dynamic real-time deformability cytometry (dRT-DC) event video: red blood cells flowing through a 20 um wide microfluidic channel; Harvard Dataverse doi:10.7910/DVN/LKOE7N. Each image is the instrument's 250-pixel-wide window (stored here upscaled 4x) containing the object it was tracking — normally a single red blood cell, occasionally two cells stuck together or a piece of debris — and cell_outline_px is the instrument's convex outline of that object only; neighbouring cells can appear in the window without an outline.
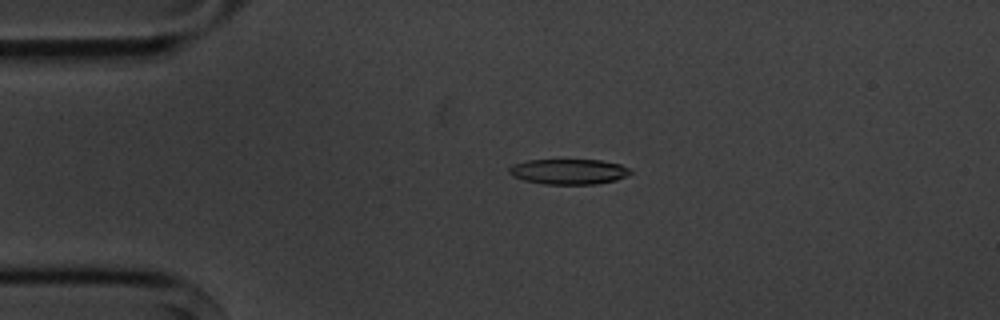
{"species": "common noctule bat (a hibernating species)", "species_latin": "Nyctalus noctula", "temperature_condition": "cold", "stored_images_in_passage": 4, "camera_frame_rate_fps": 3000, "um_per_image_px": 0.085, "animal": {"sex": "male", "body_mass_g": 20.1, "forearm_length_mm": 53.5}, "frame": {"image": 1, "passage_image": 3, "time_ms": 3.333, "image_size_px": [1000, 320], "cell_outline_px": [[632, 172], [616, 180], [596, 184], [544, 184], [524, 180], [512, 176], [508, 172], [508, 168], [512, 164], [528, 160], [600, 160], [620, 164], [628, 168]], "centroid_in_image_um": [48.3, 14.58], "position_along_channel_um": 36.7, "area_um2": 17.86}}